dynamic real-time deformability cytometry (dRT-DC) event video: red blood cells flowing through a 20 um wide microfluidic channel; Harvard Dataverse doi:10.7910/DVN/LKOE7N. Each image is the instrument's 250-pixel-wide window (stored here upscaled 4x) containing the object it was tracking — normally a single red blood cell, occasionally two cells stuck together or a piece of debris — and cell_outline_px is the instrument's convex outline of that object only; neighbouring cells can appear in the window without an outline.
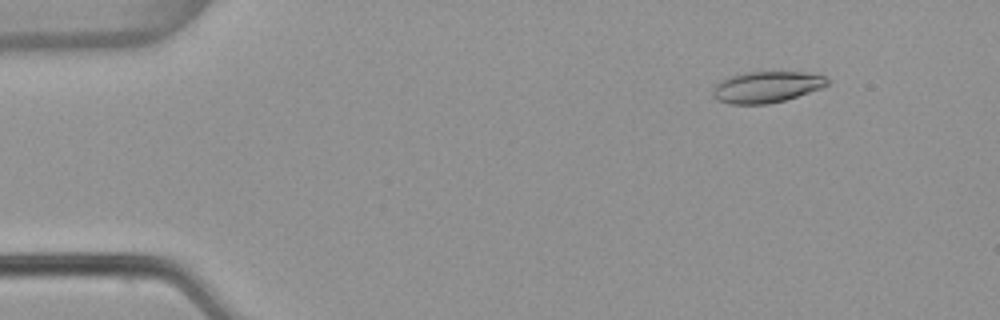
{"species": "common noctule bat (a hibernating species)", "species_latin": "Nyctalus noctula", "temperature_condition": "warm", "stored_images_in_passage": 54, "camera_frame_rate_fps": 3000, "um_per_image_px": 0.085, "animal": {"sex": "female", "body_mass_g": 22.7, "forearm_length_mm": 54.2}, "frame": {"image": 1, "passage_image": 7, "time_ms": 2.0, "image_size_px": [1000, 320], "cell_outline_px": [[832, 84], [784, 100], [768, 104], [728, 104], [716, 100], [712, 96], [712, 88], [720, 80], [728, 76], [744, 72], [804, 72], [824, 76], [832, 80]], "centroid_in_image_um": [65.13, 7.39], "position_along_channel_um": 19.9, "area_um2": 21.1}}
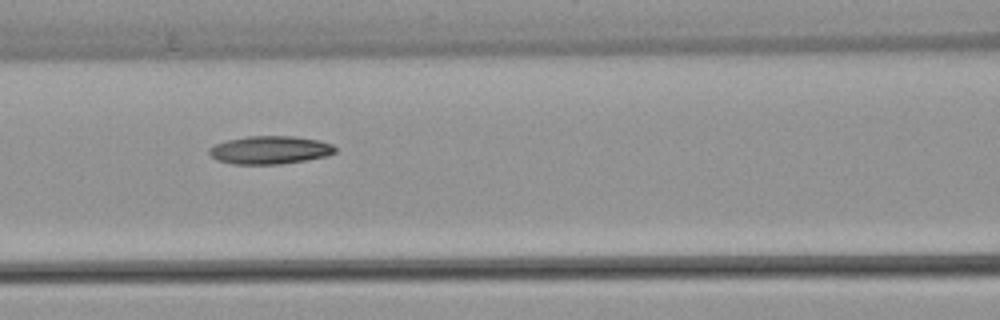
{"frame": {"image": 2, "passage_image": 24, "time_ms": 7.667, "image_size_px": [1000, 320], "cell_outline_px": [[336, 152], [328, 156], [308, 160], [280, 164], [232, 164], [216, 160], [208, 152], [208, 148], [216, 144], [228, 140], [248, 136], [292, 136], [320, 140], [332, 144], [336, 148]], "centroid_in_image_um": [22.97, 12.75], "position_along_channel_um": 143.6, "area_um2": 20.75}}
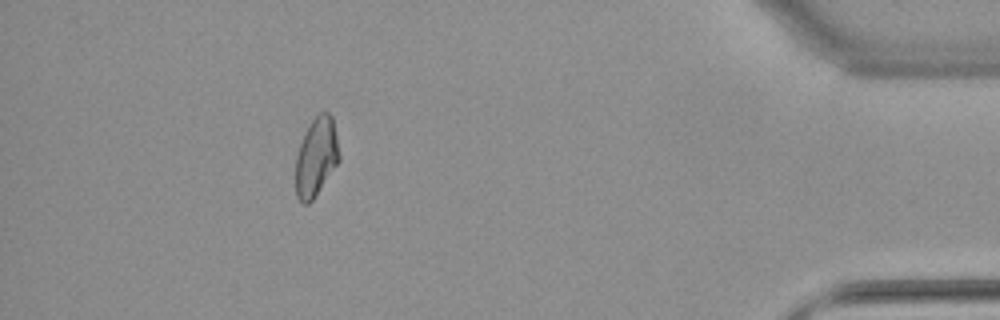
{"frame": {"image": 3, "passage_image": 49, "time_ms": 16.0, "image_size_px": [1000, 320], "cell_outline_px": [[340, 160], [312, 200], [308, 204], [304, 204], [296, 196], [296, 156], [304, 132], [308, 124], [320, 112], [328, 112], [332, 116], [340, 156]], "centroid_in_image_um": [26.87, 13.32], "position_along_channel_um": 408.3, "area_um2": 19.83}, "authors_computed_cell_mechanics": {"area_um2": 20.7213, "velocity_mm_per_s": 3.8318, "shape_relaxation_time_tau1_ms": null, "shape_relaxation_time_tau2_ms": 6.617, "deformation_change_tau1": null, "deformation_change_tau2": 0.1407}}